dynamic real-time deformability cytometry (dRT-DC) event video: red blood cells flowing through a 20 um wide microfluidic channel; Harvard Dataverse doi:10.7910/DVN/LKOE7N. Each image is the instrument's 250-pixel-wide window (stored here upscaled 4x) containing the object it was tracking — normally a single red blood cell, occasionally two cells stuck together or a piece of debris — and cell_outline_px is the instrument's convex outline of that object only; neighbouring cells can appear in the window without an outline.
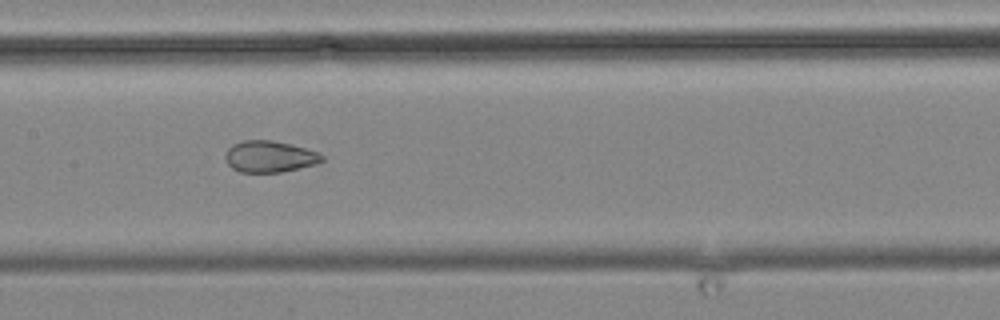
{"species": "common noctule bat (a hibernating species)", "species_latin": "Nyctalus noctula", "temperature_condition": "cold", "stored_images_in_passage": 16, "camera_frame_rate_fps": 3000, "um_per_image_px": 0.085, "animal": {"sex": "male", "body_mass_g": 19.2, "forearm_length_mm": 51.8}, "frame": {"image": 1, "passage_image": 14, "time_ms": 16.333, "image_size_px": [1000, 320], "cell_outline_px": [[324, 160], [316, 164], [300, 168], [280, 172], [240, 172], [232, 168], [228, 164], [224, 156], [228, 148], [232, 144], [244, 140], [272, 140], [304, 148], [316, 152], [324, 156]], "centroid_in_image_um": [22.89, 13.31], "position_along_channel_um": 184.5, "area_um2": 17.63}}
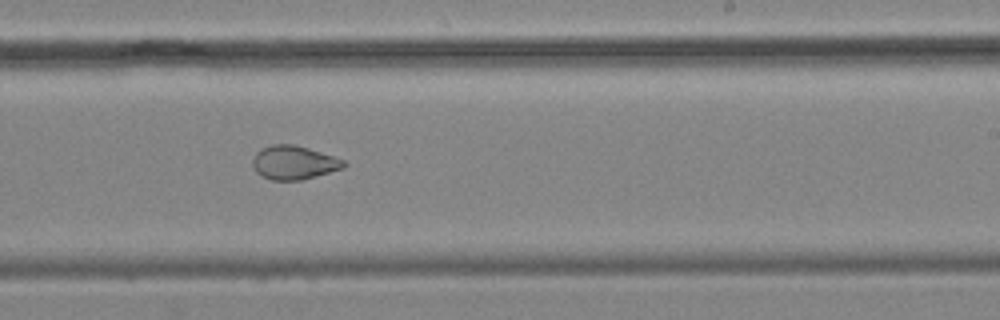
{"frame": {"image": 2, "passage_image": 16, "time_ms": 18.667, "image_size_px": [1000, 320], "cell_outline_px": [[348, 164], [344, 168], [300, 180], [272, 180], [260, 176], [252, 168], [252, 160], [256, 152], [260, 148], [272, 144], [292, 144], [308, 148], [344, 160]], "centroid_in_image_um": [24.93, 13.82], "position_along_channel_um": 264.1, "area_um2": 17.98}}